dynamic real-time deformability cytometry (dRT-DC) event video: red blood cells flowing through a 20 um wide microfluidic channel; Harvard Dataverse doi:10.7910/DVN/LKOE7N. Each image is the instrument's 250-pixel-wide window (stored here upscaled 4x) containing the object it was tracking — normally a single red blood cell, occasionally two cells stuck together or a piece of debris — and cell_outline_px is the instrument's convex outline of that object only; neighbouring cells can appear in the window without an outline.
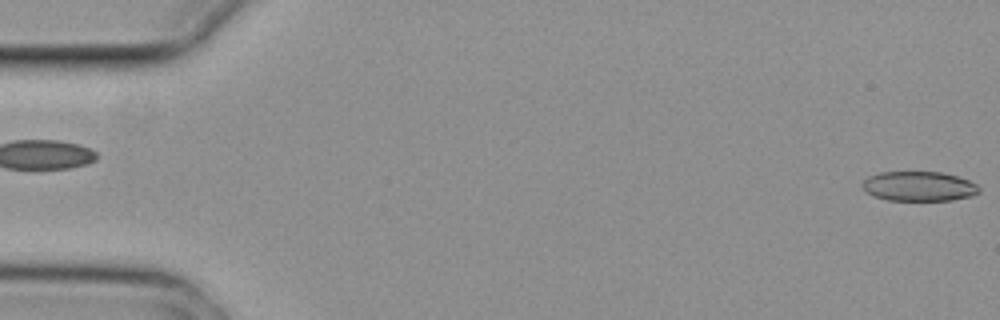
{"species": "common noctule bat (a hibernating species)", "species_latin": "Nyctalus noctula", "temperature_condition": "cold", "stored_images_in_passage": 2, "segment_of_instrument_passage": [2, 2], "camera_frame_rate_fps": 3000, "um_per_image_px": 0.085, "animal": {"sex": "female", "body_mass_g": 29.2, "forearm_length_mm": 56.3}, "frame": {"image": 1, "passage_image": 2, "time_ms": 0.333, "image_size_px": [1000, 320], "cell_outline_px": [[980, 192], [972, 196], [952, 200], [888, 200], [872, 196], [860, 184], [868, 176], [880, 172], [940, 172], [956, 176], [968, 180], [976, 184], [980, 188]], "centroid_in_image_um": [78.1, 15.83], "position_along_channel_um": 6.9, "area_um2": 20.17}}